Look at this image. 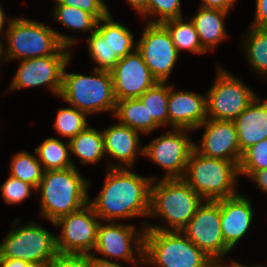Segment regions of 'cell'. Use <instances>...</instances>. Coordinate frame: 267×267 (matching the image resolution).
I'll return each mask as SVG.
<instances>
[{
    "mask_svg": "<svg viewBox=\"0 0 267 267\" xmlns=\"http://www.w3.org/2000/svg\"><path fill=\"white\" fill-rule=\"evenodd\" d=\"M256 11L252 27L267 26V0H256Z\"/></svg>",
    "mask_w": 267,
    "mask_h": 267,
    "instance_id": "cell-38",
    "label": "cell"
},
{
    "mask_svg": "<svg viewBox=\"0 0 267 267\" xmlns=\"http://www.w3.org/2000/svg\"><path fill=\"white\" fill-rule=\"evenodd\" d=\"M217 78L206 93L208 119L234 121L257 97L235 75L217 66Z\"/></svg>",
    "mask_w": 267,
    "mask_h": 267,
    "instance_id": "cell-10",
    "label": "cell"
},
{
    "mask_svg": "<svg viewBox=\"0 0 267 267\" xmlns=\"http://www.w3.org/2000/svg\"><path fill=\"white\" fill-rule=\"evenodd\" d=\"M162 24L169 31L179 55L184 49L195 54H203L207 52L202 47L194 23L190 19L184 21L183 17H181L167 20Z\"/></svg>",
    "mask_w": 267,
    "mask_h": 267,
    "instance_id": "cell-28",
    "label": "cell"
},
{
    "mask_svg": "<svg viewBox=\"0 0 267 267\" xmlns=\"http://www.w3.org/2000/svg\"><path fill=\"white\" fill-rule=\"evenodd\" d=\"M223 258H210L203 267H237V261H230L228 264H224Z\"/></svg>",
    "mask_w": 267,
    "mask_h": 267,
    "instance_id": "cell-43",
    "label": "cell"
},
{
    "mask_svg": "<svg viewBox=\"0 0 267 267\" xmlns=\"http://www.w3.org/2000/svg\"><path fill=\"white\" fill-rule=\"evenodd\" d=\"M239 174L248 176L251 172L267 169V139L244 150L238 164Z\"/></svg>",
    "mask_w": 267,
    "mask_h": 267,
    "instance_id": "cell-34",
    "label": "cell"
},
{
    "mask_svg": "<svg viewBox=\"0 0 267 267\" xmlns=\"http://www.w3.org/2000/svg\"><path fill=\"white\" fill-rule=\"evenodd\" d=\"M63 71L61 97L70 106L92 113L112 112L114 114L116 99L113 92L111 72L93 69V75H83Z\"/></svg>",
    "mask_w": 267,
    "mask_h": 267,
    "instance_id": "cell-6",
    "label": "cell"
},
{
    "mask_svg": "<svg viewBox=\"0 0 267 267\" xmlns=\"http://www.w3.org/2000/svg\"><path fill=\"white\" fill-rule=\"evenodd\" d=\"M195 16L190 17L198 33L202 47L208 52L214 51L227 37L224 25L228 11L199 7Z\"/></svg>",
    "mask_w": 267,
    "mask_h": 267,
    "instance_id": "cell-23",
    "label": "cell"
},
{
    "mask_svg": "<svg viewBox=\"0 0 267 267\" xmlns=\"http://www.w3.org/2000/svg\"><path fill=\"white\" fill-rule=\"evenodd\" d=\"M200 128H206L202 138L198 140L200 144L194 143V148L200 154L239 164L242 152L234 121L207 118L196 130Z\"/></svg>",
    "mask_w": 267,
    "mask_h": 267,
    "instance_id": "cell-18",
    "label": "cell"
},
{
    "mask_svg": "<svg viewBox=\"0 0 267 267\" xmlns=\"http://www.w3.org/2000/svg\"><path fill=\"white\" fill-rule=\"evenodd\" d=\"M236 1L237 0H201L200 7L221 9L229 12L231 8L235 6Z\"/></svg>",
    "mask_w": 267,
    "mask_h": 267,
    "instance_id": "cell-39",
    "label": "cell"
},
{
    "mask_svg": "<svg viewBox=\"0 0 267 267\" xmlns=\"http://www.w3.org/2000/svg\"><path fill=\"white\" fill-rule=\"evenodd\" d=\"M209 259L181 231L145 229L143 265L203 267Z\"/></svg>",
    "mask_w": 267,
    "mask_h": 267,
    "instance_id": "cell-7",
    "label": "cell"
},
{
    "mask_svg": "<svg viewBox=\"0 0 267 267\" xmlns=\"http://www.w3.org/2000/svg\"><path fill=\"white\" fill-rule=\"evenodd\" d=\"M132 7L133 10L140 14V16L145 12L148 0H126Z\"/></svg>",
    "mask_w": 267,
    "mask_h": 267,
    "instance_id": "cell-44",
    "label": "cell"
},
{
    "mask_svg": "<svg viewBox=\"0 0 267 267\" xmlns=\"http://www.w3.org/2000/svg\"><path fill=\"white\" fill-rule=\"evenodd\" d=\"M111 75L116 101L139 98L158 82L137 49L120 58Z\"/></svg>",
    "mask_w": 267,
    "mask_h": 267,
    "instance_id": "cell-17",
    "label": "cell"
},
{
    "mask_svg": "<svg viewBox=\"0 0 267 267\" xmlns=\"http://www.w3.org/2000/svg\"><path fill=\"white\" fill-rule=\"evenodd\" d=\"M237 267H264V266L259 265V264L255 265V266H252V265L251 266H246V265H243V264H241L240 262L237 261Z\"/></svg>",
    "mask_w": 267,
    "mask_h": 267,
    "instance_id": "cell-46",
    "label": "cell"
},
{
    "mask_svg": "<svg viewBox=\"0 0 267 267\" xmlns=\"http://www.w3.org/2000/svg\"><path fill=\"white\" fill-rule=\"evenodd\" d=\"M10 176L20 179L21 181L38 188L42 177L43 167L37 156L28 151L17 152L11 160Z\"/></svg>",
    "mask_w": 267,
    "mask_h": 267,
    "instance_id": "cell-30",
    "label": "cell"
},
{
    "mask_svg": "<svg viewBox=\"0 0 267 267\" xmlns=\"http://www.w3.org/2000/svg\"><path fill=\"white\" fill-rule=\"evenodd\" d=\"M34 151L44 171L77 167L70 157L69 140L63 143L55 137H49L35 148Z\"/></svg>",
    "mask_w": 267,
    "mask_h": 267,
    "instance_id": "cell-26",
    "label": "cell"
},
{
    "mask_svg": "<svg viewBox=\"0 0 267 267\" xmlns=\"http://www.w3.org/2000/svg\"><path fill=\"white\" fill-rule=\"evenodd\" d=\"M234 123L241 152L267 139V100L257 96Z\"/></svg>",
    "mask_w": 267,
    "mask_h": 267,
    "instance_id": "cell-22",
    "label": "cell"
},
{
    "mask_svg": "<svg viewBox=\"0 0 267 267\" xmlns=\"http://www.w3.org/2000/svg\"><path fill=\"white\" fill-rule=\"evenodd\" d=\"M181 232L209 258H225L231 251L222 234L220 200H204Z\"/></svg>",
    "mask_w": 267,
    "mask_h": 267,
    "instance_id": "cell-13",
    "label": "cell"
},
{
    "mask_svg": "<svg viewBox=\"0 0 267 267\" xmlns=\"http://www.w3.org/2000/svg\"><path fill=\"white\" fill-rule=\"evenodd\" d=\"M113 115L119 119L118 123L139 133L147 134L160 128L154 120H148L147 108L139 98L116 101Z\"/></svg>",
    "mask_w": 267,
    "mask_h": 267,
    "instance_id": "cell-24",
    "label": "cell"
},
{
    "mask_svg": "<svg viewBox=\"0 0 267 267\" xmlns=\"http://www.w3.org/2000/svg\"><path fill=\"white\" fill-rule=\"evenodd\" d=\"M4 43H0V63H1V61H2V45H3Z\"/></svg>",
    "mask_w": 267,
    "mask_h": 267,
    "instance_id": "cell-48",
    "label": "cell"
},
{
    "mask_svg": "<svg viewBox=\"0 0 267 267\" xmlns=\"http://www.w3.org/2000/svg\"><path fill=\"white\" fill-rule=\"evenodd\" d=\"M45 267H89V254H57L45 263Z\"/></svg>",
    "mask_w": 267,
    "mask_h": 267,
    "instance_id": "cell-37",
    "label": "cell"
},
{
    "mask_svg": "<svg viewBox=\"0 0 267 267\" xmlns=\"http://www.w3.org/2000/svg\"><path fill=\"white\" fill-rule=\"evenodd\" d=\"M238 165L192 150L183 179L203 199L217 201L238 194Z\"/></svg>",
    "mask_w": 267,
    "mask_h": 267,
    "instance_id": "cell-5",
    "label": "cell"
},
{
    "mask_svg": "<svg viewBox=\"0 0 267 267\" xmlns=\"http://www.w3.org/2000/svg\"><path fill=\"white\" fill-rule=\"evenodd\" d=\"M71 57L72 55H49L20 60L9 91L46 85L53 95L59 96L63 71Z\"/></svg>",
    "mask_w": 267,
    "mask_h": 267,
    "instance_id": "cell-16",
    "label": "cell"
},
{
    "mask_svg": "<svg viewBox=\"0 0 267 267\" xmlns=\"http://www.w3.org/2000/svg\"><path fill=\"white\" fill-rule=\"evenodd\" d=\"M30 263L17 258H0V267H29Z\"/></svg>",
    "mask_w": 267,
    "mask_h": 267,
    "instance_id": "cell-42",
    "label": "cell"
},
{
    "mask_svg": "<svg viewBox=\"0 0 267 267\" xmlns=\"http://www.w3.org/2000/svg\"><path fill=\"white\" fill-rule=\"evenodd\" d=\"M10 20V18H6V16L5 15H0V34H1V32H3V34L5 35V32H4V25H5V27H6V24H8V21ZM7 21V22H6ZM6 23V24H5ZM0 43H3L2 41H1V38H0Z\"/></svg>",
    "mask_w": 267,
    "mask_h": 267,
    "instance_id": "cell-45",
    "label": "cell"
},
{
    "mask_svg": "<svg viewBox=\"0 0 267 267\" xmlns=\"http://www.w3.org/2000/svg\"><path fill=\"white\" fill-rule=\"evenodd\" d=\"M0 189L2 197L7 204L21 203L24 199L32 196L33 190H37L33 185L12 176L6 179L0 186Z\"/></svg>",
    "mask_w": 267,
    "mask_h": 267,
    "instance_id": "cell-35",
    "label": "cell"
},
{
    "mask_svg": "<svg viewBox=\"0 0 267 267\" xmlns=\"http://www.w3.org/2000/svg\"><path fill=\"white\" fill-rule=\"evenodd\" d=\"M252 202L238 193L220 199L221 229L225 244L232 250L246 235L253 222Z\"/></svg>",
    "mask_w": 267,
    "mask_h": 267,
    "instance_id": "cell-20",
    "label": "cell"
},
{
    "mask_svg": "<svg viewBox=\"0 0 267 267\" xmlns=\"http://www.w3.org/2000/svg\"><path fill=\"white\" fill-rule=\"evenodd\" d=\"M181 8V0H148L146 10L141 18L145 19L150 18V15H156V19L151 17L147 22L163 23L170 19L183 17Z\"/></svg>",
    "mask_w": 267,
    "mask_h": 267,
    "instance_id": "cell-33",
    "label": "cell"
},
{
    "mask_svg": "<svg viewBox=\"0 0 267 267\" xmlns=\"http://www.w3.org/2000/svg\"><path fill=\"white\" fill-rule=\"evenodd\" d=\"M5 29L7 46L5 48L2 45L4 62L17 58L25 60L49 55H71L69 48L77 42L70 35L24 17H10Z\"/></svg>",
    "mask_w": 267,
    "mask_h": 267,
    "instance_id": "cell-2",
    "label": "cell"
},
{
    "mask_svg": "<svg viewBox=\"0 0 267 267\" xmlns=\"http://www.w3.org/2000/svg\"><path fill=\"white\" fill-rule=\"evenodd\" d=\"M152 180L156 178L140 176L127 168H108L102 190L89 204L106 222L149 216Z\"/></svg>",
    "mask_w": 267,
    "mask_h": 267,
    "instance_id": "cell-1",
    "label": "cell"
},
{
    "mask_svg": "<svg viewBox=\"0 0 267 267\" xmlns=\"http://www.w3.org/2000/svg\"><path fill=\"white\" fill-rule=\"evenodd\" d=\"M187 131L191 130L173 128V131H167L144 145V156L166 170V175L160 177L161 179L184 177L195 143Z\"/></svg>",
    "mask_w": 267,
    "mask_h": 267,
    "instance_id": "cell-14",
    "label": "cell"
},
{
    "mask_svg": "<svg viewBox=\"0 0 267 267\" xmlns=\"http://www.w3.org/2000/svg\"><path fill=\"white\" fill-rule=\"evenodd\" d=\"M100 218L88 203L78 211L69 213L53 223L61 226V234L56 235L59 254H92L96 242ZM93 249V250H92Z\"/></svg>",
    "mask_w": 267,
    "mask_h": 267,
    "instance_id": "cell-12",
    "label": "cell"
},
{
    "mask_svg": "<svg viewBox=\"0 0 267 267\" xmlns=\"http://www.w3.org/2000/svg\"><path fill=\"white\" fill-rule=\"evenodd\" d=\"M70 152L79 158L80 164H95L105 155L102 131L87 127L70 141Z\"/></svg>",
    "mask_w": 267,
    "mask_h": 267,
    "instance_id": "cell-25",
    "label": "cell"
},
{
    "mask_svg": "<svg viewBox=\"0 0 267 267\" xmlns=\"http://www.w3.org/2000/svg\"><path fill=\"white\" fill-rule=\"evenodd\" d=\"M133 36L128 27L114 21L111 12L101 18L87 41L89 56L98 65L94 69L111 72L120 58L136 50Z\"/></svg>",
    "mask_w": 267,
    "mask_h": 267,
    "instance_id": "cell-9",
    "label": "cell"
},
{
    "mask_svg": "<svg viewBox=\"0 0 267 267\" xmlns=\"http://www.w3.org/2000/svg\"><path fill=\"white\" fill-rule=\"evenodd\" d=\"M53 11L54 21L62 23L67 29L73 31L94 32L97 20L90 14L79 8L66 5H55Z\"/></svg>",
    "mask_w": 267,
    "mask_h": 267,
    "instance_id": "cell-31",
    "label": "cell"
},
{
    "mask_svg": "<svg viewBox=\"0 0 267 267\" xmlns=\"http://www.w3.org/2000/svg\"><path fill=\"white\" fill-rule=\"evenodd\" d=\"M203 201L183 178L152 180L149 216L163 218L168 226L147 223L145 229L181 231Z\"/></svg>",
    "mask_w": 267,
    "mask_h": 267,
    "instance_id": "cell-3",
    "label": "cell"
},
{
    "mask_svg": "<svg viewBox=\"0 0 267 267\" xmlns=\"http://www.w3.org/2000/svg\"><path fill=\"white\" fill-rule=\"evenodd\" d=\"M242 34L245 40L242 50L254 71L267 78V26L251 27L249 32Z\"/></svg>",
    "mask_w": 267,
    "mask_h": 267,
    "instance_id": "cell-27",
    "label": "cell"
},
{
    "mask_svg": "<svg viewBox=\"0 0 267 267\" xmlns=\"http://www.w3.org/2000/svg\"><path fill=\"white\" fill-rule=\"evenodd\" d=\"M29 267H45V264H30Z\"/></svg>",
    "mask_w": 267,
    "mask_h": 267,
    "instance_id": "cell-47",
    "label": "cell"
},
{
    "mask_svg": "<svg viewBox=\"0 0 267 267\" xmlns=\"http://www.w3.org/2000/svg\"><path fill=\"white\" fill-rule=\"evenodd\" d=\"M54 4L79 8L90 13L97 21L110 13L104 0H57Z\"/></svg>",
    "mask_w": 267,
    "mask_h": 267,
    "instance_id": "cell-36",
    "label": "cell"
},
{
    "mask_svg": "<svg viewBox=\"0 0 267 267\" xmlns=\"http://www.w3.org/2000/svg\"><path fill=\"white\" fill-rule=\"evenodd\" d=\"M56 116L53 127L69 141L88 127L87 114L75 107L60 108Z\"/></svg>",
    "mask_w": 267,
    "mask_h": 267,
    "instance_id": "cell-32",
    "label": "cell"
},
{
    "mask_svg": "<svg viewBox=\"0 0 267 267\" xmlns=\"http://www.w3.org/2000/svg\"><path fill=\"white\" fill-rule=\"evenodd\" d=\"M0 15H5L4 10L1 7V4H0Z\"/></svg>",
    "mask_w": 267,
    "mask_h": 267,
    "instance_id": "cell-49",
    "label": "cell"
},
{
    "mask_svg": "<svg viewBox=\"0 0 267 267\" xmlns=\"http://www.w3.org/2000/svg\"><path fill=\"white\" fill-rule=\"evenodd\" d=\"M141 35L137 51L157 81L168 82L180 56L169 31L162 23L147 22Z\"/></svg>",
    "mask_w": 267,
    "mask_h": 267,
    "instance_id": "cell-15",
    "label": "cell"
},
{
    "mask_svg": "<svg viewBox=\"0 0 267 267\" xmlns=\"http://www.w3.org/2000/svg\"><path fill=\"white\" fill-rule=\"evenodd\" d=\"M147 222H143L137 229L132 224L116 222H100L98 227L97 242L92 254H100L101 259H122L133 264L143 265L144 232ZM137 230V231H136ZM137 254V255H136ZM138 257V260L137 257ZM109 258V259H108ZM138 261V262H137Z\"/></svg>",
    "mask_w": 267,
    "mask_h": 267,
    "instance_id": "cell-11",
    "label": "cell"
},
{
    "mask_svg": "<svg viewBox=\"0 0 267 267\" xmlns=\"http://www.w3.org/2000/svg\"><path fill=\"white\" fill-rule=\"evenodd\" d=\"M166 84L167 82H157L139 97L147 108L148 120H154L161 127L169 124V84Z\"/></svg>",
    "mask_w": 267,
    "mask_h": 267,
    "instance_id": "cell-29",
    "label": "cell"
},
{
    "mask_svg": "<svg viewBox=\"0 0 267 267\" xmlns=\"http://www.w3.org/2000/svg\"><path fill=\"white\" fill-rule=\"evenodd\" d=\"M102 134L105 155L120 161L117 165L109 163L107 168H132L137 155H144L140 133L130 127L117 123L105 128Z\"/></svg>",
    "mask_w": 267,
    "mask_h": 267,
    "instance_id": "cell-21",
    "label": "cell"
},
{
    "mask_svg": "<svg viewBox=\"0 0 267 267\" xmlns=\"http://www.w3.org/2000/svg\"><path fill=\"white\" fill-rule=\"evenodd\" d=\"M77 167L44 171L37 188L41 191L40 216L52 224L59 218L83 208L89 203V182Z\"/></svg>",
    "mask_w": 267,
    "mask_h": 267,
    "instance_id": "cell-4",
    "label": "cell"
},
{
    "mask_svg": "<svg viewBox=\"0 0 267 267\" xmlns=\"http://www.w3.org/2000/svg\"><path fill=\"white\" fill-rule=\"evenodd\" d=\"M89 267H124L116 261L101 259L94 254H89Z\"/></svg>",
    "mask_w": 267,
    "mask_h": 267,
    "instance_id": "cell-41",
    "label": "cell"
},
{
    "mask_svg": "<svg viewBox=\"0 0 267 267\" xmlns=\"http://www.w3.org/2000/svg\"><path fill=\"white\" fill-rule=\"evenodd\" d=\"M169 86V125L175 129L196 131L206 119V96L191 91H174Z\"/></svg>",
    "mask_w": 267,
    "mask_h": 267,
    "instance_id": "cell-19",
    "label": "cell"
},
{
    "mask_svg": "<svg viewBox=\"0 0 267 267\" xmlns=\"http://www.w3.org/2000/svg\"><path fill=\"white\" fill-rule=\"evenodd\" d=\"M248 178L255 182L257 186L267 194V169L251 172Z\"/></svg>",
    "mask_w": 267,
    "mask_h": 267,
    "instance_id": "cell-40",
    "label": "cell"
},
{
    "mask_svg": "<svg viewBox=\"0 0 267 267\" xmlns=\"http://www.w3.org/2000/svg\"><path fill=\"white\" fill-rule=\"evenodd\" d=\"M12 230L0 243V258H17L30 264H45L58 254L56 235L39 226L34 221L16 226L19 218L13 221Z\"/></svg>",
    "mask_w": 267,
    "mask_h": 267,
    "instance_id": "cell-8",
    "label": "cell"
}]
</instances>
